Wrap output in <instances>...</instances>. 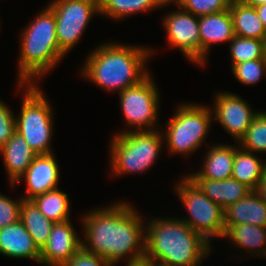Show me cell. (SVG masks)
I'll return each instance as SVG.
<instances>
[{"mask_svg":"<svg viewBox=\"0 0 266 266\" xmlns=\"http://www.w3.org/2000/svg\"><path fill=\"white\" fill-rule=\"evenodd\" d=\"M83 215L84 250L113 266L125 256L127 261L144 256L145 223L135 207L119 201Z\"/></svg>","mask_w":266,"mask_h":266,"instance_id":"6da1fadb","label":"cell"},{"mask_svg":"<svg viewBox=\"0 0 266 266\" xmlns=\"http://www.w3.org/2000/svg\"><path fill=\"white\" fill-rule=\"evenodd\" d=\"M152 51L144 46L104 43L88 54L80 74L108 92H121L149 74L145 65Z\"/></svg>","mask_w":266,"mask_h":266,"instance_id":"7a4b0ae2","label":"cell"},{"mask_svg":"<svg viewBox=\"0 0 266 266\" xmlns=\"http://www.w3.org/2000/svg\"><path fill=\"white\" fill-rule=\"evenodd\" d=\"M171 218H151L145 223L144 256L168 266H200L211 244L183 220Z\"/></svg>","mask_w":266,"mask_h":266,"instance_id":"3957f363","label":"cell"},{"mask_svg":"<svg viewBox=\"0 0 266 266\" xmlns=\"http://www.w3.org/2000/svg\"><path fill=\"white\" fill-rule=\"evenodd\" d=\"M18 83L37 84L66 54L59 48L56 37V19L46 6L34 21L26 26L20 37Z\"/></svg>","mask_w":266,"mask_h":266,"instance_id":"277c9868","label":"cell"},{"mask_svg":"<svg viewBox=\"0 0 266 266\" xmlns=\"http://www.w3.org/2000/svg\"><path fill=\"white\" fill-rule=\"evenodd\" d=\"M161 130H122L111 137L110 165L113 175L144 173L158 158L164 138Z\"/></svg>","mask_w":266,"mask_h":266,"instance_id":"5b68a950","label":"cell"},{"mask_svg":"<svg viewBox=\"0 0 266 266\" xmlns=\"http://www.w3.org/2000/svg\"><path fill=\"white\" fill-rule=\"evenodd\" d=\"M17 87L25 91L20 113L15 117V130L37 155L53 153L50 147L54 127L51 103L37 84L18 83Z\"/></svg>","mask_w":266,"mask_h":266,"instance_id":"8992f818","label":"cell"},{"mask_svg":"<svg viewBox=\"0 0 266 266\" xmlns=\"http://www.w3.org/2000/svg\"><path fill=\"white\" fill-rule=\"evenodd\" d=\"M177 109L167 121L165 134H162L164 143L171 155H189L202 146L214 114L208 106L195 103L182 104Z\"/></svg>","mask_w":266,"mask_h":266,"instance_id":"52a82bcc","label":"cell"},{"mask_svg":"<svg viewBox=\"0 0 266 266\" xmlns=\"http://www.w3.org/2000/svg\"><path fill=\"white\" fill-rule=\"evenodd\" d=\"M180 181L174 190L190 216L181 220L209 243L212 237L224 238V209L208 198L187 175Z\"/></svg>","mask_w":266,"mask_h":266,"instance_id":"ba28073f","label":"cell"},{"mask_svg":"<svg viewBox=\"0 0 266 266\" xmlns=\"http://www.w3.org/2000/svg\"><path fill=\"white\" fill-rule=\"evenodd\" d=\"M118 94L121 111L128 127H134L133 131L158 130L155 124L161 100L156 82L150 74Z\"/></svg>","mask_w":266,"mask_h":266,"instance_id":"9c48e42d","label":"cell"},{"mask_svg":"<svg viewBox=\"0 0 266 266\" xmlns=\"http://www.w3.org/2000/svg\"><path fill=\"white\" fill-rule=\"evenodd\" d=\"M56 19L59 48L69 53L79 42L89 20L99 13V0H53L47 4Z\"/></svg>","mask_w":266,"mask_h":266,"instance_id":"30bf717a","label":"cell"},{"mask_svg":"<svg viewBox=\"0 0 266 266\" xmlns=\"http://www.w3.org/2000/svg\"><path fill=\"white\" fill-rule=\"evenodd\" d=\"M164 16L163 25L168 43L178 48L186 59L201 66V41L198 17L180 6Z\"/></svg>","mask_w":266,"mask_h":266,"instance_id":"8fae6325","label":"cell"},{"mask_svg":"<svg viewBox=\"0 0 266 266\" xmlns=\"http://www.w3.org/2000/svg\"><path fill=\"white\" fill-rule=\"evenodd\" d=\"M215 97L213 120H218L220 126L238 142L258 112L252 111L248 102L235 93L218 92Z\"/></svg>","mask_w":266,"mask_h":266,"instance_id":"7c38bea8","label":"cell"},{"mask_svg":"<svg viewBox=\"0 0 266 266\" xmlns=\"http://www.w3.org/2000/svg\"><path fill=\"white\" fill-rule=\"evenodd\" d=\"M82 247L70 220L53 224L44 247L40 250V264L63 266Z\"/></svg>","mask_w":266,"mask_h":266,"instance_id":"4fadbf2b","label":"cell"},{"mask_svg":"<svg viewBox=\"0 0 266 266\" xmlns=\"http://www.w3.org/2000/svg\"><path fill=\"white\" fill-rule=\"evenodd\" d=\"M53 153L37 155L31 165L20 178L26 181V195L24 200L44 194L47 191L57 189L59 182V166Z\"/></svg>","mask_w":266,"mask_h":266,"instance_id":"5bb4252c","label":"cell"},{"mask_svg":"<svg viewBox=\"0 0 266 266\" xmlns=\"http://www.w3.org/2000/svg\"><path fill=\"white\" fill-rule=\"evenodd\" d=\"M198 24L201 41V66H204L210 46L230 42L235 37V33L229 9L198 17Z\"/></svg>","mask_w":266,"mask_h":266,"instance_id":"9a60e30c","label":"cell"},{"mask_svg":"<svg viewBox=\"0 0 266 266\" xmlns=\"http://www.w3.org/2000/svg\"><path fill=\"white\" fill-rule=\"evenodd\" d=\"M0 253L40 263V250L20 220L0 229Z\"/></svg>","mask_w":266,"mask_h":266,"instance_id":"2e32d148","label":"cell"},{"mask_svg":"<svg viewBox=\"0 0 266 266\" xmlns=\"http://www.w3.org/2000/svg\"><path fill=\"white\" fill-rule=\"evenodd\" d=\"M240 224L266 227V203L255 190L224 210L225 232Z\"/></svg>","mask_w":266,"mask_h":266,"instance_id":"e0dca14e","label":"cell"},{"mask_svg":"<svg viewBox=\"0 0 266 266\" xmlns=\"http://www.w3.org/2000/svg\"><path fill=\"white\" fill-rule=\"evenodd\" d=\"M0 154L4 158V167L10 180L9 183L13 187L20 182V178L37 156V153L29 147V144L17 131L0 149Z\"/></svg>","mask_w":266,"mask_h":266,"instance_id":"ac0fdd59","label":"cell"},{"mask_svg":"<svg viewBox=\"0 0 266 266\" xmlns=\"http://www.w3.org/2000/svg\"><path fill=\"white\" fill-rule=\"evenodd\" d=\"M239 146L218 144L209 147L203 167L199 172L189 174V178L224 180L232 177L235 150Z\"/></svg>","mask_w":266,"mask_h":266,"instance_id":"d6986e66","label":"cell"},{"mask_svg":"<svg viewBox=\"0 0 266 266\" xmlns=\"http://www.w3.org/2000/svg\"><path fill=\"white\" fill-rule=\"evenodd\" d=\"M190 179L208 198L224 210L252 191L245 184H242L232 177L224 180H210L206 178Z\"/></svg>","mask_w":266,"mask_h":266,"instance_id":"ffe728a7","label":"cell"},{"mask_svg":"<svg viewBox=\"0 0 266 266\" xmlns=\"http://www.w3.org/2000/svg\"><path fill=\"white\" fill-rule=\"evenodd\" d=\"M229 11L233 20L235 35L264 40L266 29L255 7L232 0Z\"/></svg>","mask_w":266,"mask_h":266,"instance_id":"44dd1931","label":"cell"},{"mask_svg":"<svg viewBox=\"0 0 266 266\" xmlns=\"http://www.w3.org/2000/svg\"><path fill=\"white\" fill-rule=\"evenodd\" d=\"M173 0H99V14L114 20L170 5ZM162 6V7H161Z\"/></svg>","mask_w":266,"mask_h":266,"instance_id":"7402d4cb","label":"cell"},{"mask_svg":"<svg viewBox=\"0 0 266 266\" xmlns=\"http://www.w3.org/2000/svg\"><path fill=\"white\" fill-rule=\"evenodd\" d=\"M266 170V161L262 162L255 153L240 147L235 150L232 178L255 190Z\"/></svg>","mask_w":266,"mask_h":266,"instance_id":"603a6c76","label":"cell"},{"mask_svg":"<svg viewBox=\"0 0 266 266\" xmlns=\"http://www.w3.org/2000/svg\"><path fill=\"white\" fill-rule=\"evenodd\" d=\"M224 238H231L233 245L251 252L253 256H266V227L234 225L225 232Z\"/></svg>","mask_w":266,"mask_h":266,"instance_id":"cb8c5ba5","label":"cell"},{"mask_svg":"<svg viewBox=\"0 0 266 266\" xmlns=\"http://www.w3.org/2000/svg\"><path fill=\"white\" fill-rule=\"evenodd\" d=\"M20 221L33 238L35 245L41 250L47 242L54 222L47 219L31 200H23Z\"/></svg>","mask_w":266,"mask_h":266,"instance_id":"d4e9b609","label":"cell"},{"mask_svg":"<svg viewBox=\"0 0 266 266\" xmlns=\"http://www.w3.org/2000/svg\"><path fill=\"white\" fill-rule=\"evenodd\" d=\"M31 201L47 219L52 220L54 223L70 220L68 195L58 188L38 195L31 199Z\"/></svg>","mask_w":266,"mask_h":266,"instance_id":"484cf974","label":"cell"},{"mask_svg":"<svg viewBox=\"0 0 266 266\" xmlns=\"http://www.w3.org/2000/svg\"><path fill=\"white\" fill-rule=\"evenodd\" d=\"M238 142V146L245 151L266 153V112H258L255 115Z\"/></svg>","mask_w":266,"mask_h":266,"instance_id":"4316f807","label":"cell"},{"mask_svg":"<svg viewBox=\"0 0 266 266\" xmlns=\"http://www.w3.org/2000/svg\"><path fill=\"white\" fill-rule=\"evenodd\" d=\"M231 67L249 60L265 59L263 40L235 35L230 41Z\"/></svg>","mask_w":266,"mask_h":266,"instance_id":"83f0119b","label":"cell"},{"mask_svg":"<svg viewBox=\"0 0 266 266\" xmlns=\"http://www.w3.org/2000/svg\"><path fill=\"white\" fill-rule=\"evenodd\" d=\"M173 2L185 11L201 17L229 9L232 0H173Z\"/></svg>","mask_w":266,"mask_h":266,"instance_id":"f1b7e54d","label":"cell"},{"mask_svg":"<svg viewBox=\"0 0 266 266\" xmlns=\"http://www.w3.org/2000/svg\"><path fill=\"white\" fill-rule=\"evenodd\" d=\"M233 75L244 85H255L266 73V59L249 60L232 67Z\"/></svg>","mask_w":266,"mask_h":266,"instance_id":"f546056e","label":"cell"},{"mask_svg":"<svg viewBox=\"0 0 266 266\" xmlns=\"http://www.w3.org/2000/svg\"><path fill=\"white\" fill-rule=\"evenodd\" d=\"M23 198L12 200L0 193V229L20 220V208Z\"/></svg>","mask_w":266,"mask_h":266,"instance_id":"4dcf8cb0","label":"cell"},{"mask_svg":"<svg viewBox=\"0 0 266 266\" xmlns=\"http://www.w3.org/2000/svg\"><path fill=\"white\" fill-rule=\"evenodd\" d=\"M15 115L3 101H0V149L15 132Z\"/></svg>","mask_w":266,"mask_h":266,"instance_id":"1f68e13d","label":"cell"},{"mask_svg":"<svg viewBox=\"0 0 266 266\" xmlns=\"http://www.w3.org/2000/svg\"><path fill=\"white\" fill-rule=\"evenodd\" d=\"M63 266H113L96 254L84 250L82 247Z\"/></svg>","mask_w":266,"mask_h":266,"instance_id":"d6a6232c","label":"cell"},{"mask_svg":"<svg viewBox=\"0 0 266 266\" xmlns=\"http://www.w3.org/2000/svg\"><path fill=\"white\" fill-rule=\"evenodd\" d=\"M255 191L260 195V198L266 203V170L263 173L261 180L258 182Z\"/></svg>","mask_w":266,"mask_h":266,"instance_id":"836d02e7","label":"cell"},{"mask_svg":"<svg viewBox=\"0 0 266 266\" xmlns=\"http://www.w3.org/2000/svg\"><path fill=\"white\" fill-rule=\"evenodd\" d=\"M127 262L125 266H150V259L146 256Z\"/></svg>","mask_w":266,"mask_h":266,"instance_id":"e575fe53","label":"cell"},{"mask_svg":"<svg viewBox=\"0 0 266 266\" xmlns=\"http://www.w3.org/2000/svg\"><path fill=\"white\" fill-rule=\"evenodd\" d=\"M255 8L258 16L260 17L266 29V4L256 6Z\"/></svg>","mask_w":266,"mask_h":266,"instance_id":"d590c367","label":"cell"},{"mask_svg":"<svg viewBox=\"0 0 266 266\" xmlns=\"http://www.w3.org/2000/svg\"><path fill=\"white\" fill-rule=\"evenodd\" d=\"M237 1H239L240 3L246 4V5H249V6H253V7L266 4V0H237Z\"/></svg>","mask_w":266,"mask_h":266,"instance_id":"8d00e7d4","label":"cell"},{"mask_svg":"<svg viewBox=\"0 0 266 266\" xmlns=\"http://www.w3.org/2000/svg\"><path fill=\"white\" fill-rule=\"evenodd\" d=\"M150 266H168V265H164V264L150 260Z\"/></svg>","mask_w":266,"mask_h":266,"instance_id":"74e56055","label":"cell"},{"mask_svg":"<svg viewBox=\"0 0 266 266\" xmlns=\"http://www.w3.org/2000/svg\"><path fill=\"white\" fill-rule=\"evenodd\" d=\"M263 49H264V57L266 59V35H265L264 40H263Z\"/></svg>","mask_w":266,"mask_h":266,"instance_id":"f35d334b","label":"cell"}]
</instances>
